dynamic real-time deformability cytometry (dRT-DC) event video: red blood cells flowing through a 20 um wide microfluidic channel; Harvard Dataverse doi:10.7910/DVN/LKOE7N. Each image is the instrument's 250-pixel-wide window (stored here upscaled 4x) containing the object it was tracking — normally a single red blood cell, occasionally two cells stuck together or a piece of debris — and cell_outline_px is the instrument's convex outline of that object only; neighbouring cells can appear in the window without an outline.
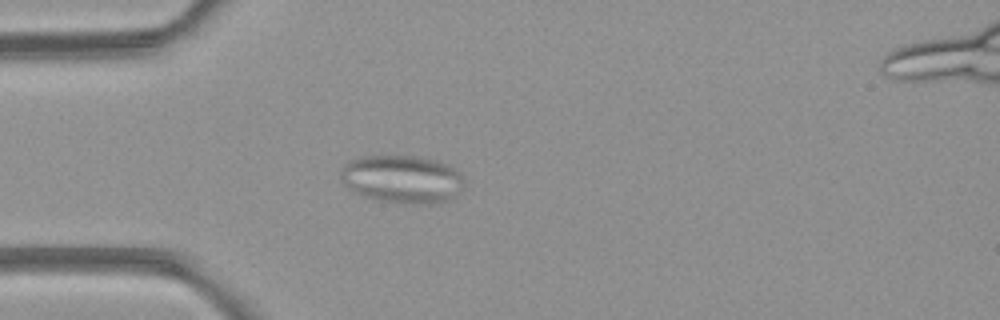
{"species": "common noctule bat (a hibernating species)", "species_latin": "Nyctalus noctula", "temperature_condition": "room temperature", "stored_images_in_passage": 3, "camera_frame_rate_fps": 3000, "um_per_image_px": 0.085, "animal": {"sex": "female", "body_mass_g": 21.9}, "frame": {"image": 1, "passage_image": 3, "time_ms": 3.333, "image_size_px": [1000, 320], "cell_outline_px": [[464, 184], [460, 192], [452, 200], [440, 204], [412, 204], [380, 200], [360, 196], [348, 188], [340, 180], [340, 172], [344, 164], [352, 160], [364, 156], [412, 156], [436, 160], [448, 164], [460, 172], [464, 180]], "centroid_in_image_um": [34.22, 15.25], "position_along_channel_um": 50.8, "area_um2": 35.03}}